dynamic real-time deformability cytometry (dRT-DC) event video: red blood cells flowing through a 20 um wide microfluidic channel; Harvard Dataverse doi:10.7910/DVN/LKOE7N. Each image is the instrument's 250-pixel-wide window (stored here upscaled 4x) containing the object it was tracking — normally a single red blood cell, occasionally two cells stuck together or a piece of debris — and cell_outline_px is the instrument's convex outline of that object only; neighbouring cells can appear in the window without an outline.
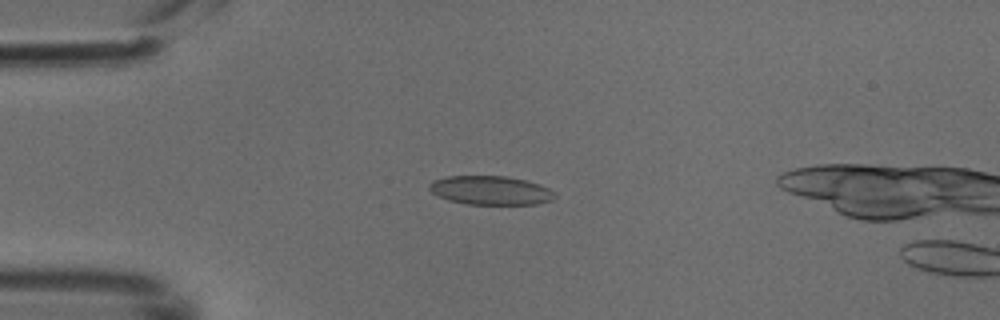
{"species": "common noctule bat (a hibernating species)", "species_latin": "Nyctalus noctula", "temperature_condition": "cold", "stored_images_in_passage": 15, "camera_frame_rate_fps": 3000, "um_per_image_px": 0.085, "animal": {"sex": "male", "body_mass_g": 18.8}, "frame": {"image": 1, "passage_image": 13, "time_ms": 4.0, "image_size_px": [1000, 320], "cell_outline_px": [[556, 196], [552, 200], [536, 204], [468, 204], [448, 200], [432, 192], [428, 188], [428, 184], [432, 180], [448, 176], [504, 176], [524, 180], [540, 184], [556, 192]], "centroid_in_image_um": [41.7, 16.18], "position_along_channel_um": 43.3, "area_um2": 21.1}}